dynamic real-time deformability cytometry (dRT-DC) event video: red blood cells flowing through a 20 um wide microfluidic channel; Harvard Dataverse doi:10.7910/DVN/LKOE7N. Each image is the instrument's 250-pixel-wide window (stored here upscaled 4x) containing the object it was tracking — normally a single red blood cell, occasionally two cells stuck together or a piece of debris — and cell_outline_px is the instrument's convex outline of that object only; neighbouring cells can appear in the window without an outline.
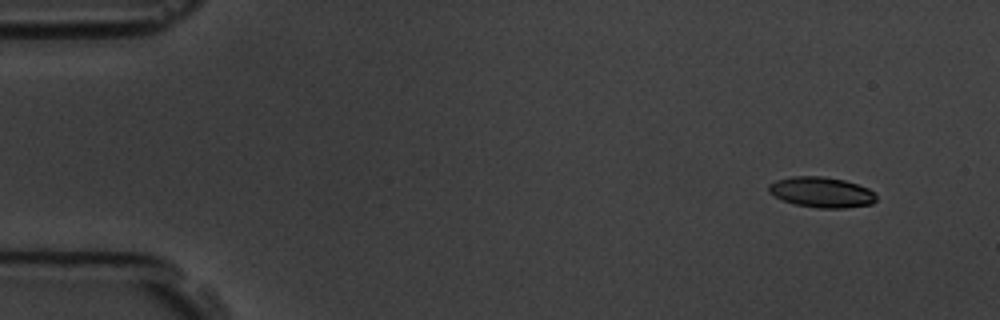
{"species": "common noctule bat (a hibernating species)", "species_latin": "Nyctalus noctula", "temperature_condition": "room temperature", "stored_images_in_passage": 10, "camera_frame_rate_fps": 3000, "um_per_image_px": 0.085, "animal": {"sex": "male", "body_mass_g": 19.5, "forearm_length_mm": 54.6}, "frame": {"image": 1, "passage_image": 1, "time_ms": 0.0, "image_size_px": [1000, 320], "cell_outline_px": [[876, 200], [872, 204], [844, 208], [820, 208], [796, 204], [784, 200], [768, 192], [768, 184], [776, 180], [792, 176], [824, 176], [844, 180], [868, 188], [876, 192]], "centroid_in_image_um": [69.85, 16.33], "position_along_channel_um": 15.2, "area_um2": 19.07}}
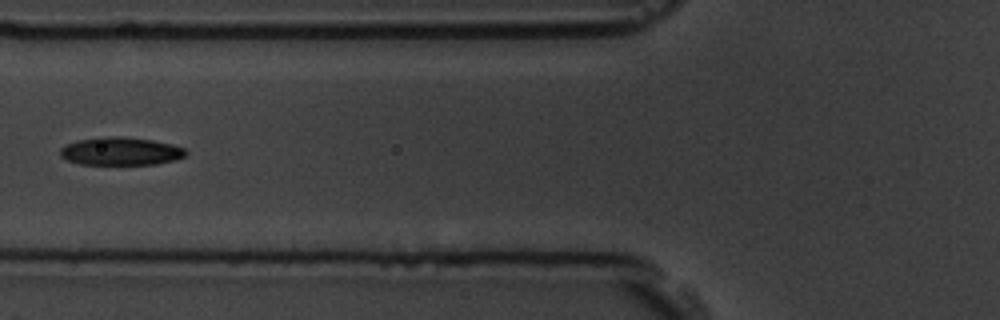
{"frame": {"image": 2, "passage_image": 6, "time_ms": 5.667, "image_size_px": [1000, 320], "cell_outline_px": [[188, 152], [184, 156], [176, 160], [156, 164], [80, 164], [68, 160], [60, 156], [60, 148], [68, 144], [80, 140], [100, 136], [116, 136], [152, 140], [172, 144], [184, 148]], "centroid_in_image_um": [10.28, 12.85], "position_along_channel_um": 115.5, "area_um2": 20.4}}
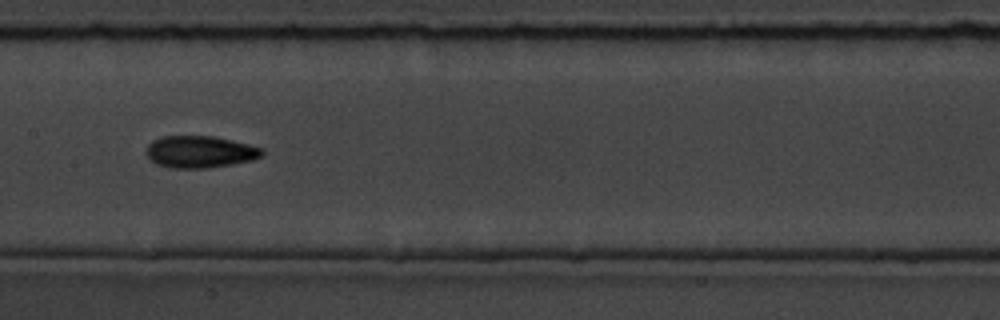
{"frame": {"image": 3, "passage_image": 8, "time_ms": 7.667, "image_size_px": [1000, 320], "cell_outline_px": [[264, 156], [252, 160], [232, 164], [208, 168], [172, 168], [156, 164], [144, 152], [148, 144], [152, 140], [164, 136], [212, 136], [232, 140], [248, 144], [260, 148], [264, 152]], "centroid_in_image_um": [16.98, 12.91], "position_along_channel_um": 190.4, "area_um2": 21.62}}